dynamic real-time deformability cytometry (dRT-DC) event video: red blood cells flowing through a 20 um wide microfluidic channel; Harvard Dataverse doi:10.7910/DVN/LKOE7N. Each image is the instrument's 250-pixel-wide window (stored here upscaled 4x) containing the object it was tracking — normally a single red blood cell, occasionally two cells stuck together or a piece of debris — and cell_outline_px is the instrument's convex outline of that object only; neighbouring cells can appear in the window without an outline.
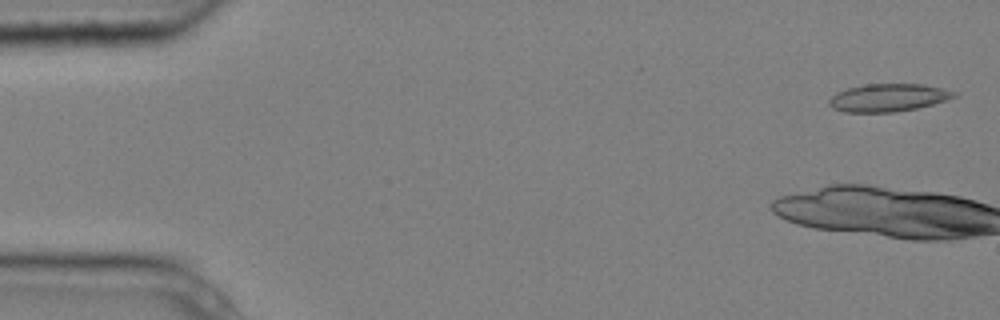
{"species": "common noctule bat (a hibernating species)", "species_latin": "Nyctalus noctula", "temperature_condition": "cold", "stored_images_in_passage": 7, "camera_frame_rate_fps": 3000, "um_per_image_px": 0.085, "animal": {"sex": "male", "body_mass_g": 20.4}, "frame": {"image": 1, "passage_image": 1, "time_ms": 0.0, "image_size_px": [1000, 320], "cell_outline_px": [[960, 92], [956, 96], [948, 100], [916, 108], [896, 112], [844, 112], [832, 108], [828, 104], [828, 100], [836, 92], [848, 88], [864, 84], [924, 84]], "centroid_in_image_um": [75.51, 8.3], "position_along_channel_um": 9.5, "area_um2": 20.4}}